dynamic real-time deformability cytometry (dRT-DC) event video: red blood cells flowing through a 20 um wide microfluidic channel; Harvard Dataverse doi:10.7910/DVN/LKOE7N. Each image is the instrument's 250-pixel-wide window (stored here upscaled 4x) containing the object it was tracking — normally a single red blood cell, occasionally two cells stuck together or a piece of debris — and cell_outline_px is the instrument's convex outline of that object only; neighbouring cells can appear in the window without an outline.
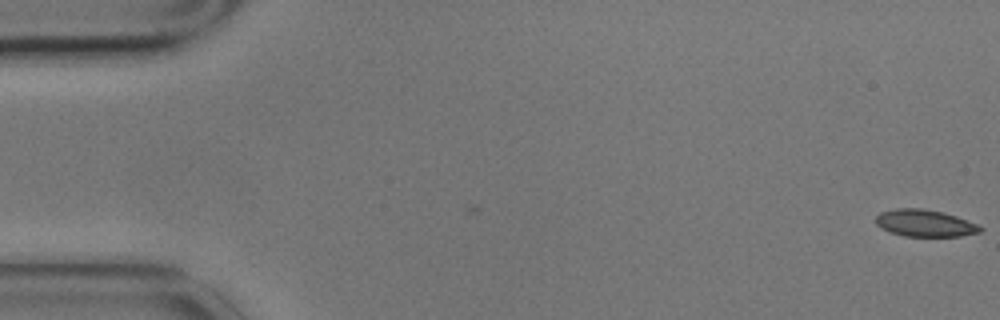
{"species": "common noctule bat (a hibernating species)", "species_latin": "Nyctalus noctula", "temperature_condition": "cold", "stored_images_in_passage": 5, "camera_frame_rate_fps": 3000, "um_per_image_px": 0.085, "animal": {"sex": "male", "body_mass_g": 17.9}, "frame": {"image": 1, "passage_image": 1, "time_ms": 0.0, "image_size_px": [1000, 320], "cell_outline_px": [[984, 228], [980, 232], [960, 236], [904, 236], [888, 232], [880, 228], [876, 224], [876, 216], [880, 212], [896, 208], [920, 208], [944, 212], [980, 224]], "centroid_in_image_um": [78.62, 18.97], "position_along_channel_um": 6.4, "area_um2": 16.65}}
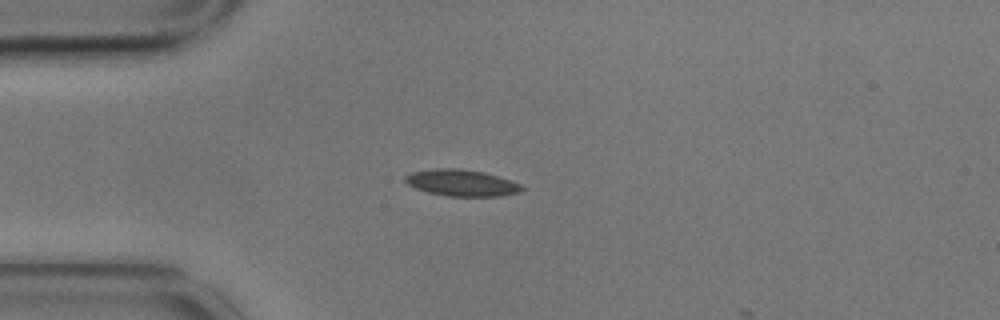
{"frame": {"image": 2, "passage_image": 5, "time_ms": 1.333, "image_size_px": [1000, 320], "cell_outline_px": [[524, 188], [520, 192], [500, 196], [448, 196], [428, 192], [416, 188], [408, 184], [404, 180], [404, 176], [412, 172], [436, 168], [460, 168], [484, 172], [520, 184]], "centroid_in_image_um": [39.21, 15.54], "position_along_channel_um": 45.8, "area_um2": 17.86}}